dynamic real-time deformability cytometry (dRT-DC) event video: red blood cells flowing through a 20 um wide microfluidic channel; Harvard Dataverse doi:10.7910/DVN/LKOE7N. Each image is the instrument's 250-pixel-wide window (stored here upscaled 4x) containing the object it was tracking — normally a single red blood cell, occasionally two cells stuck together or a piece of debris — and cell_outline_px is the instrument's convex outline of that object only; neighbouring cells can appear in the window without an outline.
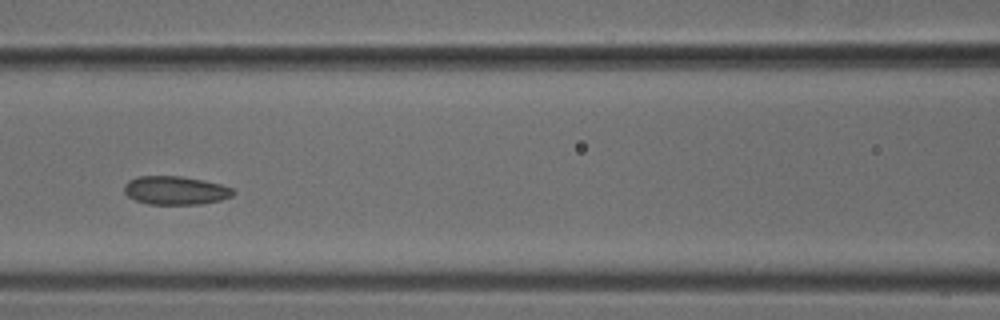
{"species": "common noctule bat (a hibernating species)", "species_latin": "Nyctalus noctula", "temperature_condition": "cold", "stored_images_in_passage": 8, "camera_frame_rate_fps": 3000, "um_per_image_px": 0.085, "animal": {"sex": "male", "body_mass_g": 18.8}, "frame": {"image": 1, "passage_image": 8, "time_ms": 2.333, "image_size_px": [1000, 320], "cell_outline_px": [[236, 192], [232, 196], [220, 200], [200, 204], [148, 204], [136, 200], [128, 196], [124, 192], [124, 184], [128, 180], [136, 176], [180, 176], [204, 180], [220, 184], [232, 188]], "centroid_in_image_um": [14.9, 16.18], "position_along_channel_um": 151.7, "area_um2": 18.15}}